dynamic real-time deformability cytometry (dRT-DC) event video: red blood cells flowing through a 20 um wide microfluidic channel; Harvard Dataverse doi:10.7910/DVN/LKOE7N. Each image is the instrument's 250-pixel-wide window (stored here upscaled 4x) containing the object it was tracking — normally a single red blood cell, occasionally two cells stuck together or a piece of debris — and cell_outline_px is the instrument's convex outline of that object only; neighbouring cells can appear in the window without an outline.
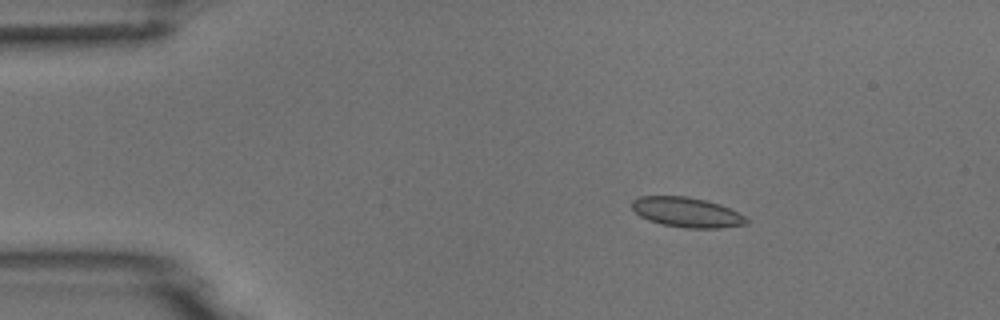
{"species": "common noctule bat (a hibernating species)", "species_latin": "Nyctalus noctula", "temperature_condition": "room temperature", "stored_images_in_passage": 5, "camera_frame_rate_fps": 3000, "um_per_image_px": 0.085, "animal": {"sex": "male", "body_mass_g": 18.8}, "frame": {"image": 1, "passage_image": 3, "time_ms": 2.333, "image_size_px": [1000, 320], "cell_outline_px": [[748, 224], [720, 228], [684, 228], [664, 224], [648, 220], [640, 216], [632, 208], [632, 200], [640, 196], [688, 196], [720, 204], [744, 216], [748, 220]], "centroid_in_image_um": [58.37, 18.04], "position_along_channel_um": 26.6, "area_um2": 19.83}}
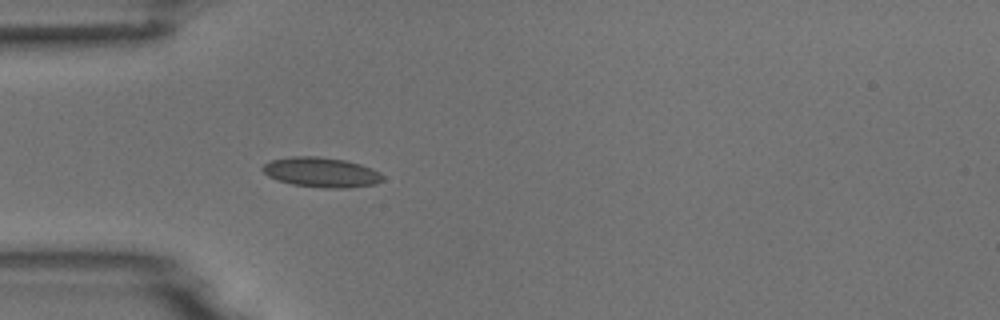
{"frame": {"image": 2, "passage_image": 5, "time_ms": 4.667, "image_size_px": [1000, 320], "cell_outline_px": [[384, 180], [376, 184], [348, 188], [324, 188], [292, 184], [268, 176], [260, 168], [264, 164], [272, 160], [292, 156], [316, 156], [344, 160], [360, 164], [372, 168], [380, 172], [384, 176]], "centroid_in_image_um": [27.35, 14.65], "position_along_channel_um": 57.7, "area_um2": 20.92}}